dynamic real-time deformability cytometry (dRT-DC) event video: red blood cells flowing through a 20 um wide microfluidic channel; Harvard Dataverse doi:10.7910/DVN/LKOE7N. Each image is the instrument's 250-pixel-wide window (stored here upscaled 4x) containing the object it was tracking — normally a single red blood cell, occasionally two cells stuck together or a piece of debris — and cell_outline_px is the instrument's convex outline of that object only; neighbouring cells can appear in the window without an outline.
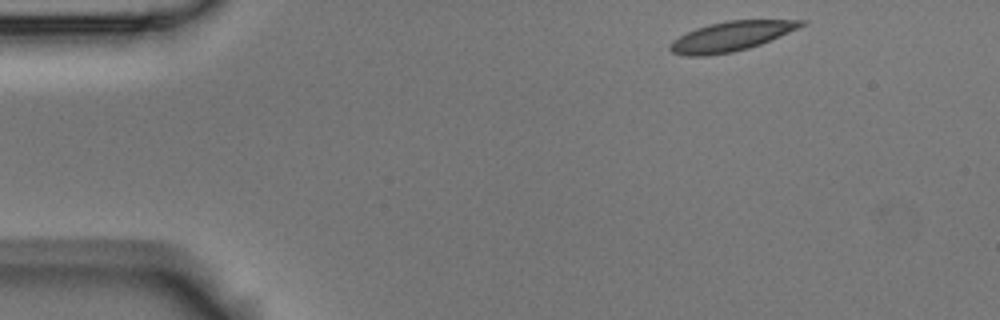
{"species": "Egyptian fruit bat (a non-hibernating species)", "species_latin": "Rousettus aegyptiacus", "temperature_condition": "room temperature", "stored_images_in_passage": 3, "camera_frame_rate_fps": 3000, "um_per_image_px": 0.085, "animal": {"sex": "male"}, "frame": {"image": 1, "passage_image": 1, "time_ms": 0.0, "image_size_px": [1000, 320], "cell_outline_px": [[808, 24], [760, 44], [748, 48], [732, 52], [704, 56], [688, 56], [672, 52], [668, 48], [668, 44], [672, 40], [696, 28], [708, 24], [728, 20], [808, 20]], "centroid_in_image_um": [62.13, 3.08], "position_along_channel_um": 22.9, "area_um2": 22.54}}